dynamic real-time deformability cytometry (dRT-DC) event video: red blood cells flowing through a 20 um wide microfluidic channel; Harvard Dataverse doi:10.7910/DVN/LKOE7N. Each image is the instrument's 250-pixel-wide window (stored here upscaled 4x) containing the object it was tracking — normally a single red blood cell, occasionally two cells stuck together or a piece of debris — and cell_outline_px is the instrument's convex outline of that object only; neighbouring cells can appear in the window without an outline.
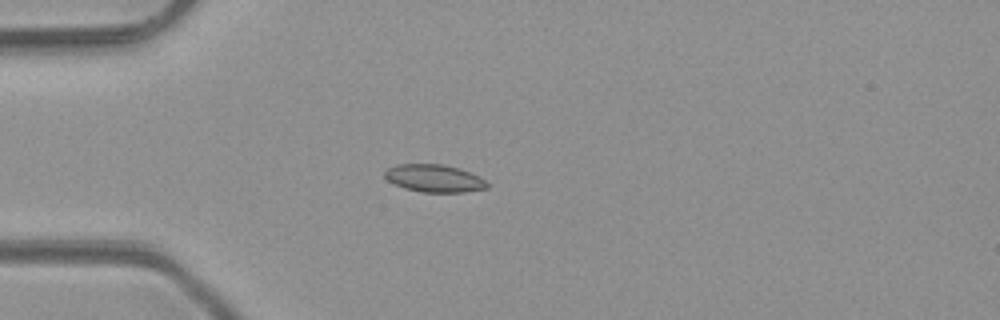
{"species": "common noctule bat (a hibernating species)", "species_latin": "Nyctalus noctula", "temperature_condition": "room temperature", "stored_images_in_passage": 3, "camera_frame_rate_fps": 3000, "um_per_image_px": 0.085, "animal": {"sex": "male", "body_mass_g": 23.1, "forearm_length_mm": 52.7}, "frame": {"image": 1, "passage_image": 3, "time_ms": 3.0, "image_size_px": [1000, 320], "cell_outline_px": [[488, 188], [464, 192], [420, 192], [404, 188], [388, 180], [384, 176], [384, 172], [388, 168], [396, 164], [444, 164], [460, 168], [480, 176], [488, 184]], "centroid_in_image_um": [36.92, 15.15], "position_along_channel_um": 48.1, "area_um2": 16.53}}